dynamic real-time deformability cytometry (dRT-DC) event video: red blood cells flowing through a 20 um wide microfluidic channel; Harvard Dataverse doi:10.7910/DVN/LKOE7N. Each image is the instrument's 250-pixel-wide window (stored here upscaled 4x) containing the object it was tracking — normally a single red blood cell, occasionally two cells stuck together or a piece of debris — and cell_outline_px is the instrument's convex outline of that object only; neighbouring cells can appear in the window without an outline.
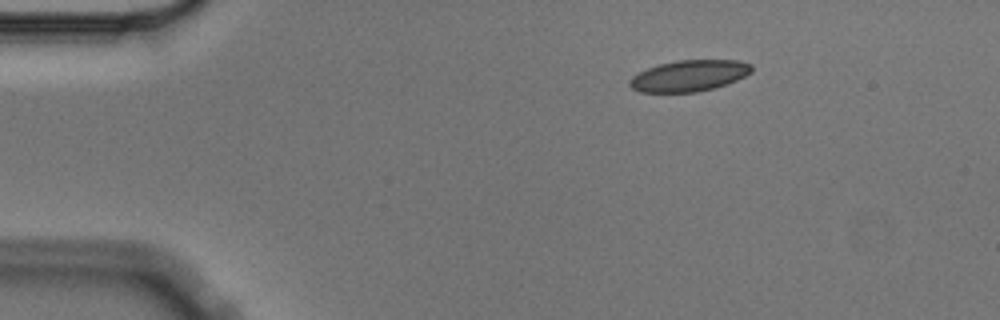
{"species": "Egyptian fruit bat (a non-hibernating species)", "species_latin": "Rousettus aegyptiacus", "temperature_condition": "cold", "stored_images_in_passage": 3, "camera_frame_rate_fps": 3000, "um_per_image_px": 0.085, "animal": {"sex": "male"}, "frame": {"image": 1, "passage_image": 1, "time_ms": 0.0, "image_size_px": [1000, 320], "cell_outline_px": [[752, 72], [728, 84], [696, 92], [640, 92], [632, 88], [628, 84], [628, 80], [632, 76], [648, 68], [660, 64], [676, 60], [740, 60], [752, 64]], "centroid_in_image_um": [58.58, 6.43], "position_along_channel_um": 26.4, "area_um2": 22.2}}